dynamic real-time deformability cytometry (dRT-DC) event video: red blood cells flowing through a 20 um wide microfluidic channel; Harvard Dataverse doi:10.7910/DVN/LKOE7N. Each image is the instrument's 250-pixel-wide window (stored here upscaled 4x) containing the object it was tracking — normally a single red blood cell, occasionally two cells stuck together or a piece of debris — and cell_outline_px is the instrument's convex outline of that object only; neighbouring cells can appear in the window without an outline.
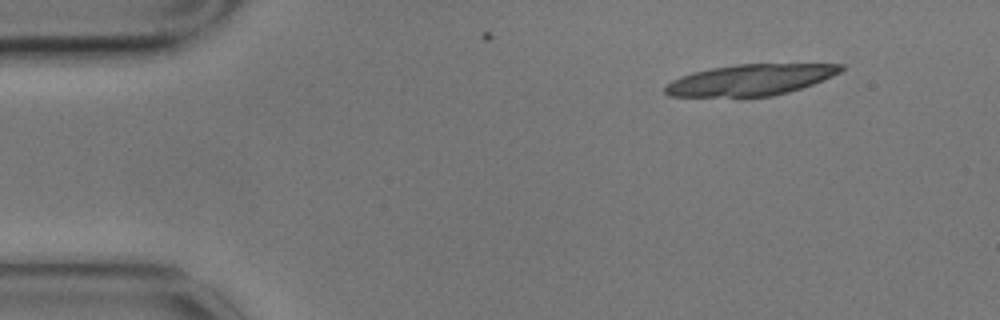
{"species": "common noctule bat (a hibernating species)", "species_latin": "Nyctalus noctula", "temperature_condition": "cold", "stored_images_in_passage": 4, "camera_frame_rate_fps": 3000, "um_per_image_px": 0.085, "animal": {"sex": "male", "body_mass_g": 17.9}, "frame": {"image": 1, "passage_image": 1, "time_ms": 0.0, "image_size_px": [1000, 320], "cell_outline_px": [[844, 68], [840, 72], [824, 80], [788, 92], [772, 96], [668, 96], [664, 92], [664, 88], [672, 80], [680, 76], [692, 72], [712, 68], [736, 64], [844, 64]], "centroid_in_image_um": [63.78, 6.78], "position_along_channel_um": 21.2, "area_um2": 31.62}}